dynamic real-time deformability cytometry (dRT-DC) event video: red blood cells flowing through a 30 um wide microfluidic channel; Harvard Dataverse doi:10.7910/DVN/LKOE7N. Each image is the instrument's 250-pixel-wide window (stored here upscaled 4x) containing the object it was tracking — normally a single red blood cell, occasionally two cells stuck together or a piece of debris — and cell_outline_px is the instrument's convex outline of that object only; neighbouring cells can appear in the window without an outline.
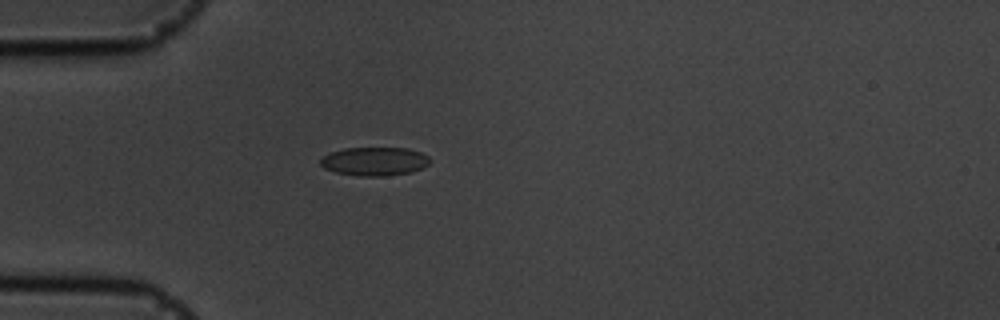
{"species": "common noctule bat (a hibernating species)", "species_latin": "Nyctalus noctula", "temperature_condition": "cold", "stored_images_in_passage": 41, "camera_frame_rate_fps": 3000, "um_per_image_px": 0.085, "animal": {"sex": "male", "body_mass_g": 19.5, "forearm_length_mm": 54.6}, "frame": {"image": 1, "passage_image": 1, "time_ms": 0.0, "image_size_px": [1000, 320], "cell_outline_px": [[432, 160], [428, 164], [412, 172], [384, 176], [360, 176], [336, 172], [324, 168], [320, 164], [320, 160], [324, 156], [332, 152], [344, 148], [408, 148], [420, 152], [428, 156]], "centroid_in_image_um": [31.85, 13.71], "position_along_channel_um": 53.2, "area_um2": 18.15}}
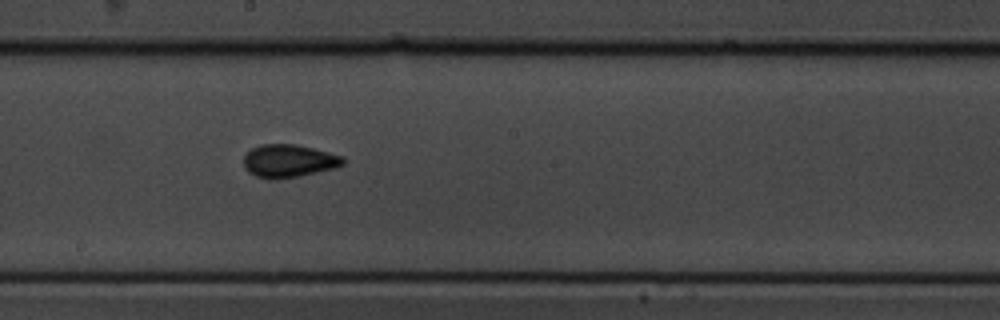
{"frame": {"image": 2, "passage_image": 16, "time_ms": 5.0, "image_size_px": [1000, 320], "cell_outline_px": [[344, 164], [336, 168], [300, 176], [272, 180], [268, 180], [256, 176], [248, 172], [244, 168], [244, 156], [252, 148], [260, 144], [296, 144], [344, 156]], "centroid_in_image_um": [24.54, 13.69], "position_along_channel_um": 223.7, "area_um2": 19.25}}
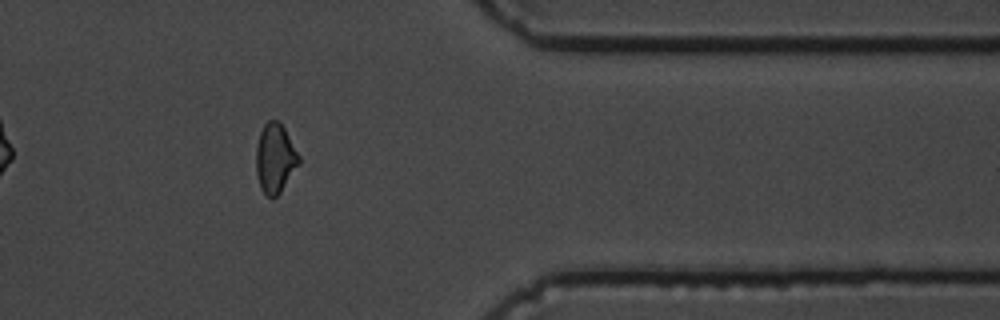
{"frame": {"image": 3, "passage_image": 31, "time_ms": 10.0, "image_size_px": [1000, 320], "cell_outline_px": [[300, 164], [280, 192], [272, 200], [260, 188], [256, 176], [256, 148], [260, 132], [264, 124], [268, 120], [276, 120], [284, 128], [300, 156]], "centroid_in_image_um": [23.38, 13.48], "position_along_channel_um": 388.0, "area_um2": 17.34}, "authors_computed_cell_mechanics": {"area_um2": 17.4556, "velocity_mm_per_s": 3.5935, "shape_relaxation_time_tau1_ms": 3.7907, "shape_relaxation_time_tau2_ms": 0.9729, "deformation_change_tau1": 0.0731, "deformation_change_tau2": 0.0679}}